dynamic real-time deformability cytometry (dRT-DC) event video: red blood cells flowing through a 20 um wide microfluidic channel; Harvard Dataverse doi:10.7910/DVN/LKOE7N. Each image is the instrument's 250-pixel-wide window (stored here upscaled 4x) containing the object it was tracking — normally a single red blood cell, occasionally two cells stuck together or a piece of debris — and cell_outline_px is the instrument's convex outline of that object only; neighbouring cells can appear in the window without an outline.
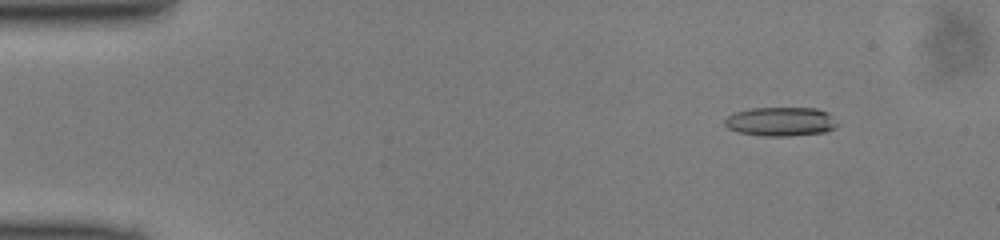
{"species": "common noctule bat (a hibernating species)", "species_latin": "Nyctalus noctula", "temperature_condition": "cold", "stored_images_in_passage": 50, "camera_frame_rate_fps": 3000, "um_per_image_px": 0.085, "animal": {"sex": "male", "body_mass_g": 13.0, "forearm_length_mm": 53.1}, "frame": {"image": 1, "passage_image": 6, "time_ms": 1.667, "image_size_px": [1000, 240], "cell_outline_px": [[840, 124], [836, 128], [824, 132], [788, 136], [764, 136], [736, 132], [728, 128], [724, 124], [724, 120], [728, 116], [736, 112], [752, 108], [816, 108], [828, 112]], "centroid_in_image_um": [66.39, 10.34], "position_along_channel_um": 18.6, "area_um2": 19.19}}
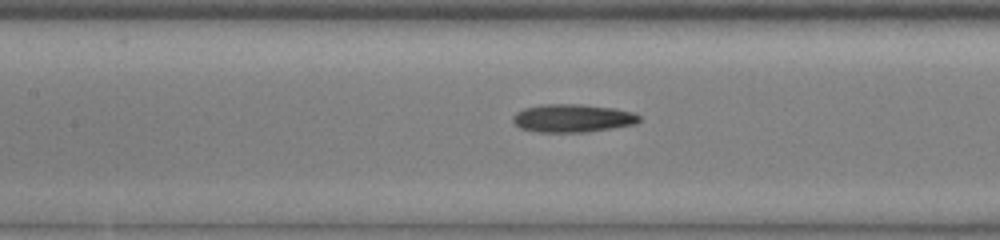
{"frame": {"image": 2, "passage_image": 23, "time_ms": 7.333, "image_size_px": [1000, 240], "cell_outline_px": [[640, 120], [636, 124], [612, 128], [584, 132], [536, 132], [520, 128], [512, 120], [512, 116], [516, 112], [524, 108], [540, 104], [580, 104], [616, 108], [632, 112], [640, 116]], "centroid_in_image_um": [48.65, 10.04], "position_along_channel_um": 158.7, "area_um2": 20.81}}
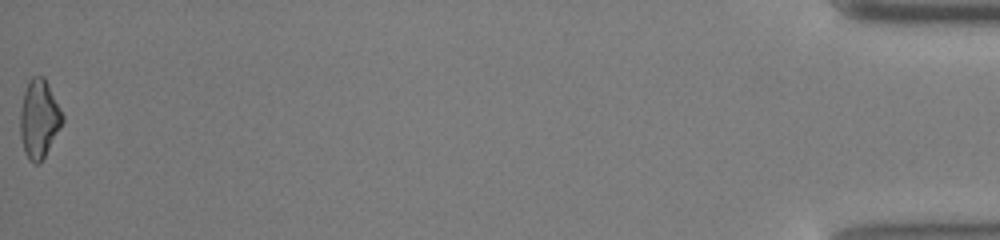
{"frame": {"image": 3, "passage_image": 50, "time_ms": 16.333, "image_size_px": [1000, 240], "cell_outline_px": [[64, 120], [40, 164], [36, 164], [28, 160], [24, 152], [20, 136], [20, 108], [24, 92], [28, 80], [32, 76], [44, 76], [64, 116]], "centroid_in_image_um": [3.3, 10.11], "position_along_channel_um": 431.9, "area_um2": 19.31}}